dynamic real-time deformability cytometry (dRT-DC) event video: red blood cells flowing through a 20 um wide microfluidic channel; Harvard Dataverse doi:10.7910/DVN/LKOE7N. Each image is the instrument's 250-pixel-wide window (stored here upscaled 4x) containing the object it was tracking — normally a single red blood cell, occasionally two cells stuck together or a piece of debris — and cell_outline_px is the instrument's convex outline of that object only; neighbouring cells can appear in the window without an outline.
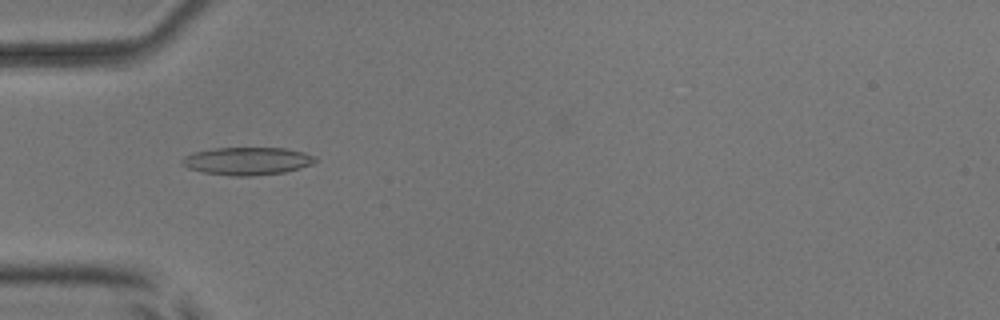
{"species": "common noctule bat (a hibernating species)", "species_latin": "Nyctalus noctula", "temperature_condition": "room temperature", "stored_images_in_passage": 7, "camera_frame_rate_fps": 3000, "um_per_image_px": 0.085, "animal": {"sex": "male", "body_mass_g": 17.9, "forearm_length_mm": 54.2}, "frame": {"image": 1, "passage_image": 5, "time_ms": 5.333, "image_size_px": [1000, 320], "cell_outline_px": [[316, 160], [312, 164], [300, 168], [284, 172], [252, 176], [232, 176], [204, 172], [188, 168], [180, 164], [180, 160], [184, 156], [192, 152], [212, 148], [284, 148], [304, 152], [316, 156]], "centroid_in_image_um": [20.98, 13.68], "position_along_channel_um": 64.0, "area_um2": 21.68}}
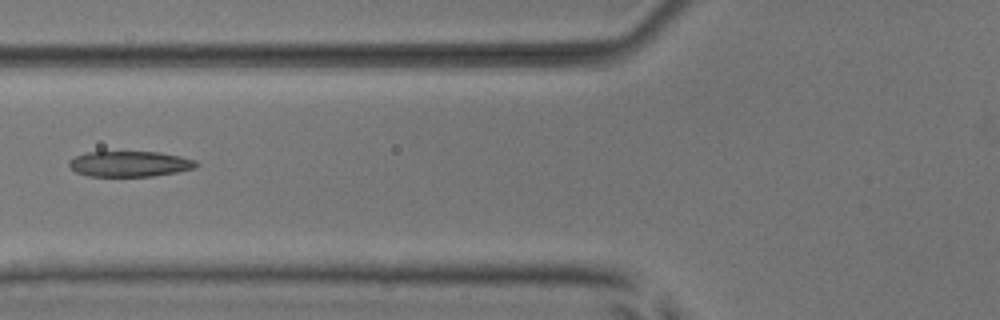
{"frame": {"image": 2, "passage_image": 6, "time_ms": 6.667, "image_size_px": [1000, 320], "cell_outline_px": [[200, 164], [196, 168], [176, 172], [152, 176], [88, 176], [76, 172], [68, 164], [68, 160], [76, 156], [88, 152], [160, 152], [180, 156], [196, 160]], "centroid_in_image_um": [11.05, 13.93], "position_along_channel_um": 114.7, "area_um2": 18.96}}
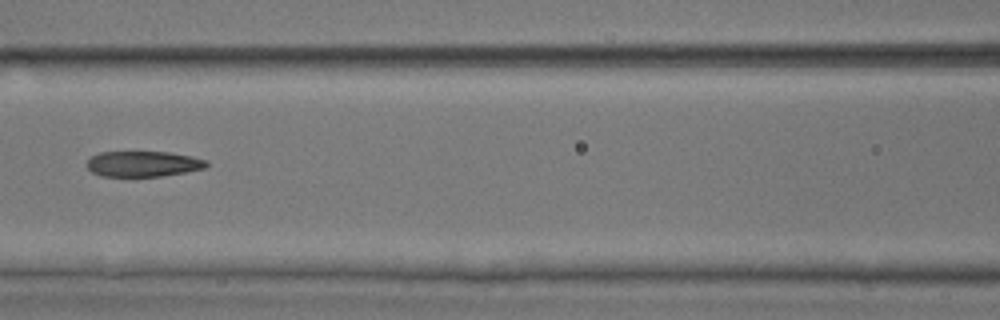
{"frame": {"image": 3, "passage_image": 7, "time_ms": 7.667, "image_size_px": [1000, 320], "cell_outline_px": [[208, 164], [204, 168], [184, 172], [160, 176], [100, 176], [92, 172], [88, 168], [88, 160], [92, 156], [100, 152], [168, 152], [192, 156], [208, 160]], "centroid_in_image_um": [12.18, 13.92], "position_along_channel_um": 154.4, "area_um2": 17.69}}